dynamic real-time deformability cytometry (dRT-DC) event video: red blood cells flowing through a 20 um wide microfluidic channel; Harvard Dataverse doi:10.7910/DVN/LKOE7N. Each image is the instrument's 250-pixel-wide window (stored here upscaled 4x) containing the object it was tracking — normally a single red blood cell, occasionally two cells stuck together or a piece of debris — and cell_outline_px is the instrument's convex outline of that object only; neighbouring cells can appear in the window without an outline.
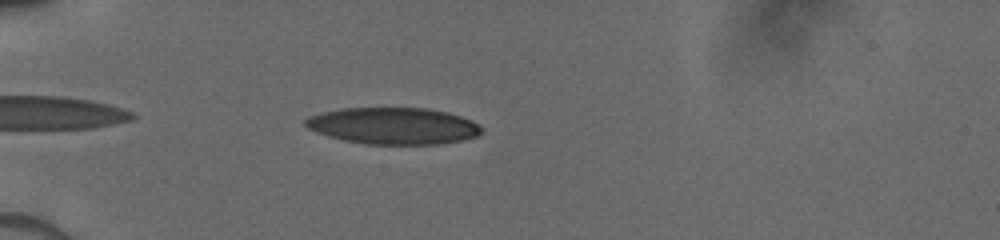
{"species": "human", "species_latin": "Homo sapiens", "temperature_condition": "cold", "stored_images_in_passage": 3, "camera_frame_rate_fps": 3000, "um_per_image_px": 0.085, "donor": {"sex": "male"}, "frame": {"image": 1, "passage_image": 1, "time_ms": 0.0, "image_size_px": [1000, 240], "cell_outline_px": [[484, 132], [476, 136], [460, 140], [440, 144], [364, 144], [344, 140], [328, 136], [316, 132], [308, 128], [304, 124], [304, 120], [308, 116], [320, 112], [344, 108], [428, 108], [448, 112], [472, 120], [480, 124], [484, 128]], "centroid_in_image_um": [33.44, 10.69], "position_along_channel_um": 51.6, "area_um2": 37.92}}
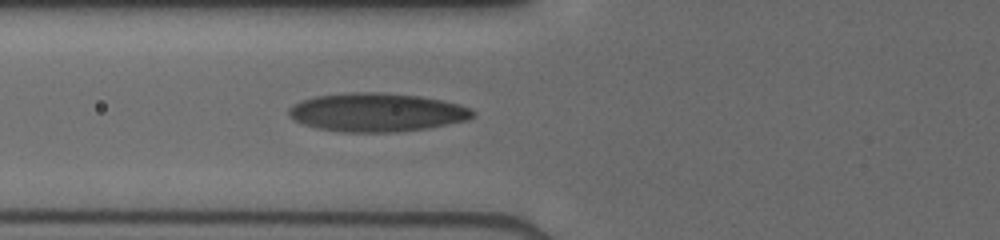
{"frame": {"image": 2, "passage_image": 3, "time_ms": 1.667, "image_size_px": [1000, 240], "cell_outline_px": [[476, 112], [468, 120], [424, 128], [388, 132], [344, 132], [320, 128], [304, 124], [288, 116], [288, 108], [292, 104], [300, 100], [316, 96], [352, 92], [380, 92], [420, 96], [440, 100], [456, 104], [468, 108]], "centroid_in_image_um": [31.97, 9.54], "position_along_channel_um": 93.8, "area_um2": 40.86}}